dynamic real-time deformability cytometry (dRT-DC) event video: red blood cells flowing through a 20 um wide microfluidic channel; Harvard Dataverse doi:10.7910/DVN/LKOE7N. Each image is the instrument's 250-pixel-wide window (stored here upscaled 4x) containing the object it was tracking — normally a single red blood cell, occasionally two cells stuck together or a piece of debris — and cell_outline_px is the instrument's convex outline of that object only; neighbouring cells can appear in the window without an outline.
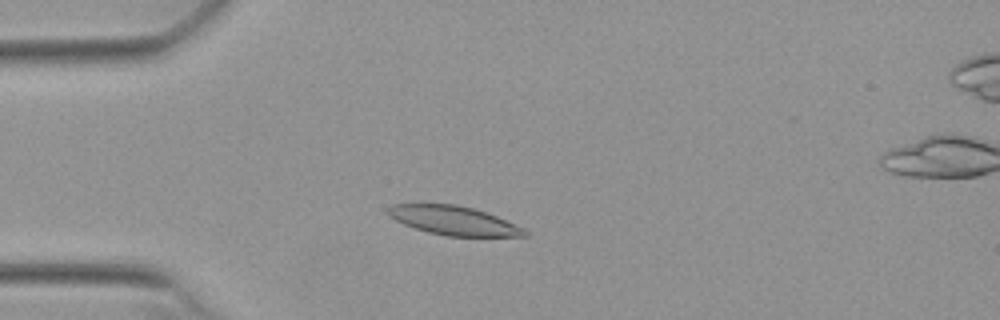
{"species": "Egyptian fruit bat (a non-hibernating species)", "species_latin": "Rousettus aegyptiacus", "temperature_condition": "warm", "stored_images_in_passage": 46, "camera_frame_rate_fps": 3000, "um_per_image_px": 0.085, "animal": {"sex": "female"}, "frame": {"image": 1, "passage_image": 6, "time_ms": 1.667, "image_size_px": [1000, 320], "cell_outline_px": [[528, 236], [448, 236], [428, 232], [404, 224], [388, 216], [388, 208], [392, 204], [456, 204], [472, 208], [496, 216], [524, 228], [528, 232]], "centroid_in_image_um": [38.56, 18.74], "position_along_channel_um": 46.4, "area_um2": 22.77}}
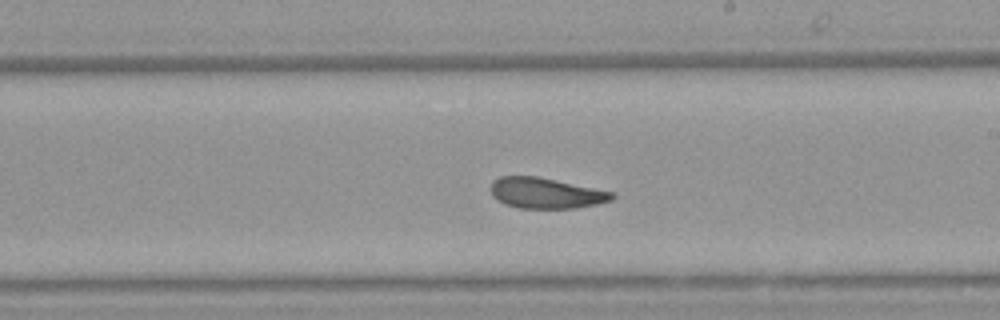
{"frame": {"image": 2, "passage_image": 23, "time_ms": 7.333, "image_size_px": [1000, 320], "cell_outline_px": [[616, 196], [612, 200], [596, 204], [576, 208], [516, 208], [504, 204], [496, 200], [492, 196], [492, 180], [500, 176], [536, 176], [616, 192]], "centroid_in_image_um": [46.41, 16.42], "position_along_channel_um": 242.6, "area_um2": 21.85}}
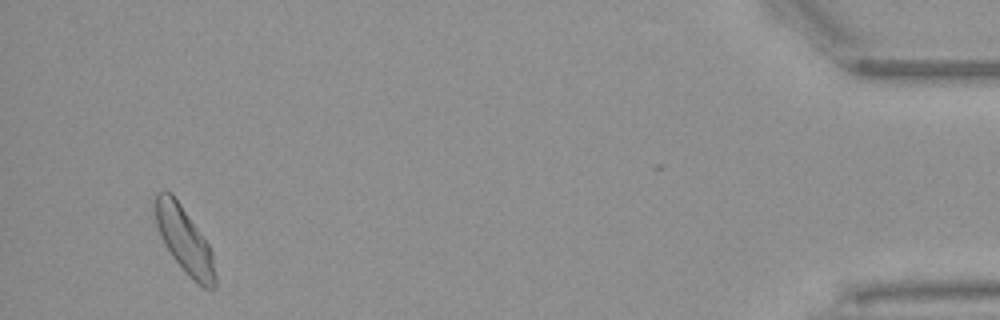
{"frame": {"image": 3, "passage_image": 43, "time_ms": 14.0, "image_size_px": [1000, 320], "cell_outline_px": [[216, 288], [204, 288], [196, 284], [172, 256], [160, 236], [156, 224], [152, 204], [152, 200], [156, 192], [164, 188], [172, 192], [208, 244], [212, 252], [216, 276]], "centroid_in_image_um": [15.63, 20.34], "position_along_channel_um": 419.6, "area_um2": 23.35}}